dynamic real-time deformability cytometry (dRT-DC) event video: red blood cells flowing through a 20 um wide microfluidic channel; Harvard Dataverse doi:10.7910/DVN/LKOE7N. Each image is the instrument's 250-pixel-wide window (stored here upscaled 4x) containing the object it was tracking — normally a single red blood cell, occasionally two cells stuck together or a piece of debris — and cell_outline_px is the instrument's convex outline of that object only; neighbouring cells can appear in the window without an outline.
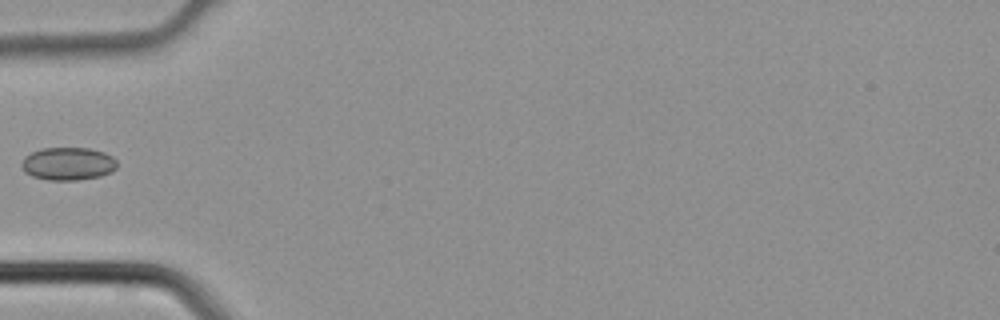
{"species": "common noctule bat (a hibernating species)", "species_latin": "Nyctalus noctula", "temperature_condition": "cold", "stored_images_in_passage": 4, "camera_frame_rate_fps": 3000, "um_per_image_px": 0.085, "animal": {"sex": "male", "body_mass_g": 21.5, "forearm_length_mm": 52.0}, "frame": {"image": 1, "passage_image": 4, "time_ms": 1.0, "image_size_px": [1000, 320], "cell_outline_px": [[116, 168], [112, 172], [100, 176], [76, 180], [48, 180], [32, 176], [24, 172], [20, 164], [24, 156], [40, 148], [88, 148], [104, 152], [112, 156], [116, 160]], "centroid_in_image_um": [5.76, 13.91], "position_along_channel_um": 79.2, "area_um2": 18.44}}